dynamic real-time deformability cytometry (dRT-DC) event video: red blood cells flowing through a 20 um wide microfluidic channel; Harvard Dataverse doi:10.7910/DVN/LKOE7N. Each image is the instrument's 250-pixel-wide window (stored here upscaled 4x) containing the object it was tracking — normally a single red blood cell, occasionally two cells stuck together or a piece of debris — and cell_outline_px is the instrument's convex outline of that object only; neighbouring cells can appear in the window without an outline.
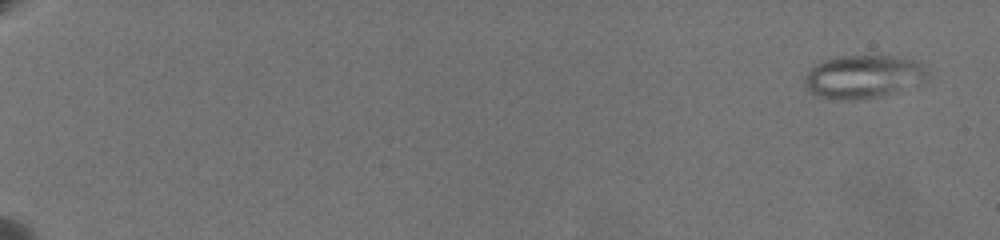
{"species": "common noctule bat (a hibernating species)", "species_latin": "Nyctalus noctula", "temperature_condition": "warm", "stored_images_in_passage": 69, "camera_frame_rate_fps": 3000, "um_per_image_px": 0.085, "animal": {"sex": "female", "body_mass_g": 19.5, "forearm_length_mm": 54.1}, "frame": {"image": 1, "passage_image": 4, "time_ms": 1.0, "image_size_px": [1000, 240], "cell_outline_px": [[928, 80], [920, 84], [876, 96], [816, 96], [804, 88], [804, 76], [816, 64], [824, 60], [840, 56], [892, 56], [912, 60], [920, 64], [928, 72]], "centroid_in_image_um": [73.39, 6.46], "position_along_channel_um": 11.6, "area_um2": 29.65}}
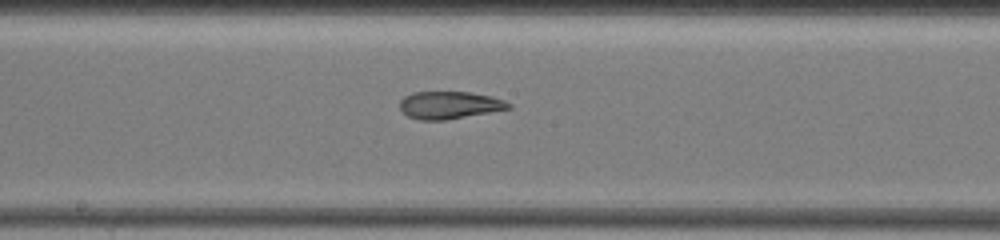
{"frame": {"image": 2, "passage_image": 41, "time_ms": 12.667, "image_size_px": [1000, 240], "cell_outline_px": [[512, 108], [444, 120], [420, 120], [408, 116], [400, 108], [400, 100], [404, 96], [412, 92], [472, 92], [492, 96], [504, 100], [512, 104]], "centroid_in_image_um": [38.21, 8.92], "position_along_channel_um": 210.0, "area_um2": 17.4}}
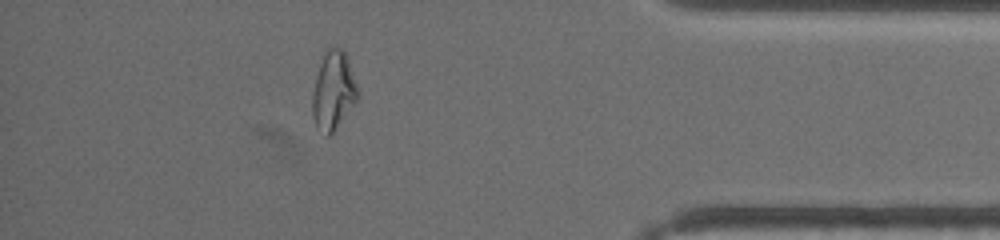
{"frame": {"image": 3, "passage_image": 61, "time_ms": 19.0, "image_size_px": [1000, 240], "cell_outline_px": [[360, 92], [356, 100], [332, 132], [328, 136], [324, 136], [316, 128], [312, 112], [312, 92], [316, 76], [324, 52], [328, 48], [336, 44], [344, 48]], "centroid_in_image_um": [28.32, 7.65], "position_along_channel_um": 406.9, "area_um2": 20.81}, "authors_computed_cell_mechanics": {"area_um2": 21.2704, "velocity_mm_per_s": 3.5362, "shape_relaxation_time_tau1_ms": null, "shape_relaxation_time_tau2_ms": 2.1016, "deformation_change_tau1": null, "deformation_change_tau2": 0.1022}}